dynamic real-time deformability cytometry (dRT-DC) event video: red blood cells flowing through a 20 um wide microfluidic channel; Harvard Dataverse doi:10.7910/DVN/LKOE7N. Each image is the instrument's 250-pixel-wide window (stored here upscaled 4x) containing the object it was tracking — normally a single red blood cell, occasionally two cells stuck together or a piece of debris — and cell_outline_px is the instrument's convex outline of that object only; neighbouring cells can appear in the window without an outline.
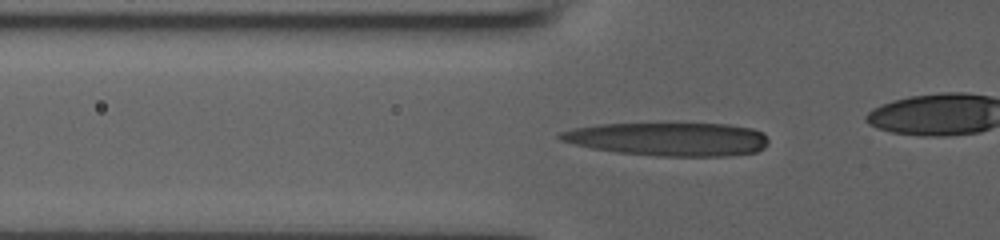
{"species": "human", "species_latin": "Homo sapiens", "temperature_condition": "room temperature", "stored_images_in_passage": 44, "camera_frame_rate_fps": 3000, "um_per_image_px": 0.085, "donor": {"sex": "male"}, "frame": {"image": 1, "passage_image": 20, "time_ms": 6.333, "image_size_px": [1000, 240], "cell_outline_px": [[768, 144], [764, 148], [756, 152], [728, 156], [656, 156], [616, 152], [592, 148], [572, 144], [560, 140], [556, 136], [560, 132], [576, 128], [600, 124], [728, 124], [752, 128], [764, 132], [768, 140]], "centroid_in_image_um": [56.85, 11.83], "position_along_channel_um": 68.9, "area_um2": 40.63}}
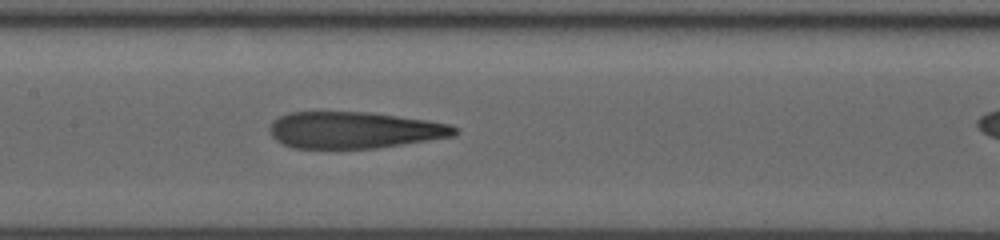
{"frame": {"image": 2, "passage_image": 28, "time_ms": 9.0, "image_size_px": [1000, 240], "cell_outline_px": [[460, 132], [456, 136], [376, 148], [292, 148], [276, 140], [272, 136], [268, 128], [272, 120], [288, 112], [372, 112], [428, 120], [448, 124], [460, 128]], "centroid_in_image_um": [30.14, 11.05], "position_along_channel_um": 177.3, "area_um2": 39.77}}
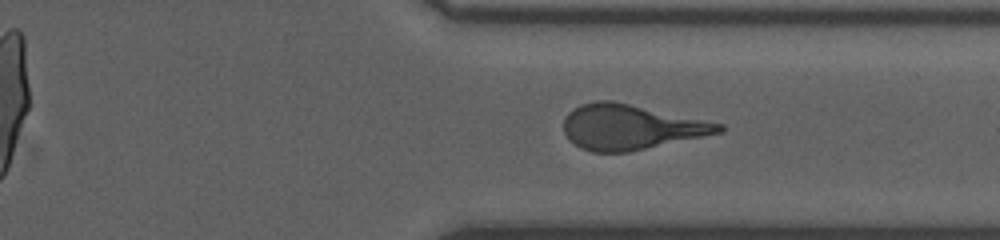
{"frame": {"image": 3, "passage_image": 41, "time_ms": 13.333, "image_size_px": [1000, 240], "cell_outline_px": [[724, 132], [628, 152], [592, 152], [580, 148], [564, 132], [564, 116], [568, 112], [580, 104], [596, 100], [612, 100], [724, 124]], "centroid_in_image_um": [53.61, 10.79], "position_along_channel_um": 357.8, "area_um2": 40.58}}